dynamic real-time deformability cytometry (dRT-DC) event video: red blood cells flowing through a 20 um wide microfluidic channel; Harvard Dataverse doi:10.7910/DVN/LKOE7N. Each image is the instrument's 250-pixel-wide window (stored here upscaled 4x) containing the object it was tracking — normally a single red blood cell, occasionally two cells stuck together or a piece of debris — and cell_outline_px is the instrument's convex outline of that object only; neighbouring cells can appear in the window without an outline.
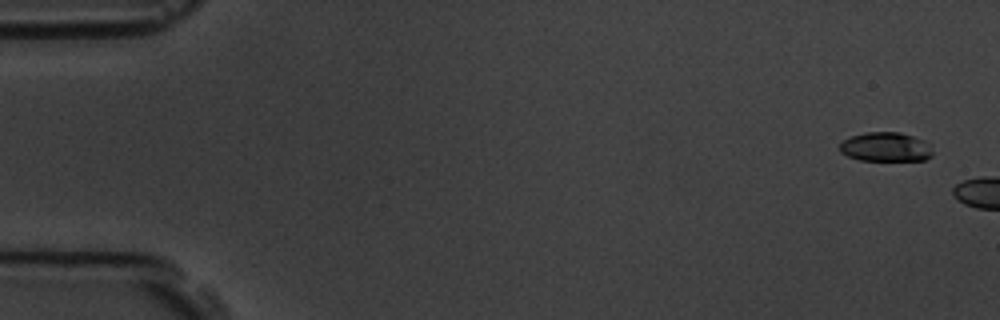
{"species": "common noctule bat (a hibernating species)", "species_latin": "Nyctalus noctula", "temperature_condition": "room temperature", "stored_images_in_passage": 2, "camera_frame_rate_fps": 3000, "um_per_image_px": 0.085, "animal": {"sex": "male", "body_mass_g": 19.5, "forearm_length_mm": 54.6}, "frame": {"image": 1, "passage_image": 1, "time_ms": 0.0, "image_size_px": [1000, 320], "cell_outline_px": [[932, 156], [924, 160], [860, 160], [848, 156], [840, 152], [840, 144], [844, 140], [852, 136], [868, 132], [900, 132], [912, 136], [920, 140], [932, 152]], "centroid_in_image_um": [75.22, 12.5], "position_along_channel_um": 9.8, "area_um2": 15.37}}